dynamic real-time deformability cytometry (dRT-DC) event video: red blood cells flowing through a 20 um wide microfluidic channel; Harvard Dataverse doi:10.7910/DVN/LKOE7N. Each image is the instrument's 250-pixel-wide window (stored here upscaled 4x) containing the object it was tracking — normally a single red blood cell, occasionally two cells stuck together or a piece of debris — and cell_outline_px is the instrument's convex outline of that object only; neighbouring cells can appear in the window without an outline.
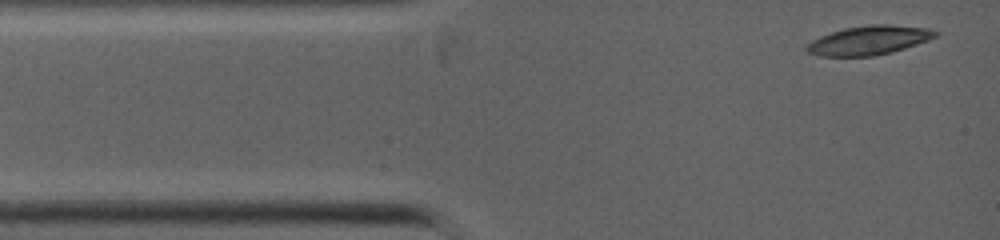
{"species": "common noctule bat (a hibernating species)", "species_latin": "Nyctalus noctula", "temperature_condition": "warm", "stored_images_in_passage": 3, "camera_frame_rate_fps": 5000, "um_per_image_px": 0.085, "animal": {"sex": "female", "body_mass_g": 19.0, "forearm_length_mm": 53.3}, "frame": {"image": 1, "passage_image": 1, "time_ms": 0.0, "image_size_px": [1000, 240], "cell_outline_px": [[940, 32], [936, 36], [928, 40], [892, 52], [872, 56], [820, 56], [808, 52], [804, 48], [812, 40], [820, 36], [844, 28], [872, 24], [888, 24], [928, 28]], "centroid_in_image_um": [73.86, 3.42], "position_along_channel_um": 11.1, "area_um2": 21.68}}